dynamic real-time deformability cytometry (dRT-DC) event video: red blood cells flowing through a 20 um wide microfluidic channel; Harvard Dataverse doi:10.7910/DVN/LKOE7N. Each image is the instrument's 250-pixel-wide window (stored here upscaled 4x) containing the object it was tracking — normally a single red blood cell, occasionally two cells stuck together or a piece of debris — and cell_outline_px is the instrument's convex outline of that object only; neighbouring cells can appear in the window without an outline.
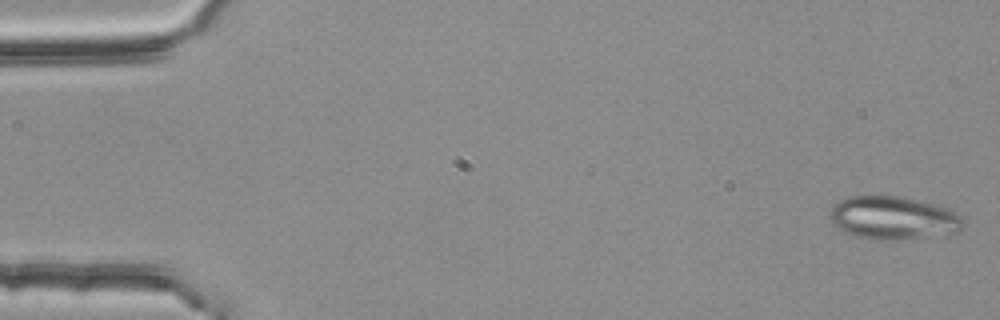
{"species": "common noctule bat (a hibernating species)", "species_latin": "Nyctalus noctula", "temperature_condition": "room temperature", "stored_images_in_passage": 3, "camera_frame_rate_fps": 3000, "um_per_image_px": 0.085, "animal": {"sex": "female", "body_mass_g": 25.1}, "frame": {"image": 1, "passage_image": 1, "time_ms": 0.0, "image_size_px": [1000, 320], "cell_outline_px": [[960, 228], [956, 232], [896, 240], [872, 240], [856, 236], [836, 228], [832, 224], [828, 216], [832, 208], [840, 200], [848, 196], [896, 196], [940, 204], [956, 212], [960, 216]], "centroid_in_image_um": [75.86, 18.51], "position_along_channel_um": 9.1, "area_um2": 33.35}}